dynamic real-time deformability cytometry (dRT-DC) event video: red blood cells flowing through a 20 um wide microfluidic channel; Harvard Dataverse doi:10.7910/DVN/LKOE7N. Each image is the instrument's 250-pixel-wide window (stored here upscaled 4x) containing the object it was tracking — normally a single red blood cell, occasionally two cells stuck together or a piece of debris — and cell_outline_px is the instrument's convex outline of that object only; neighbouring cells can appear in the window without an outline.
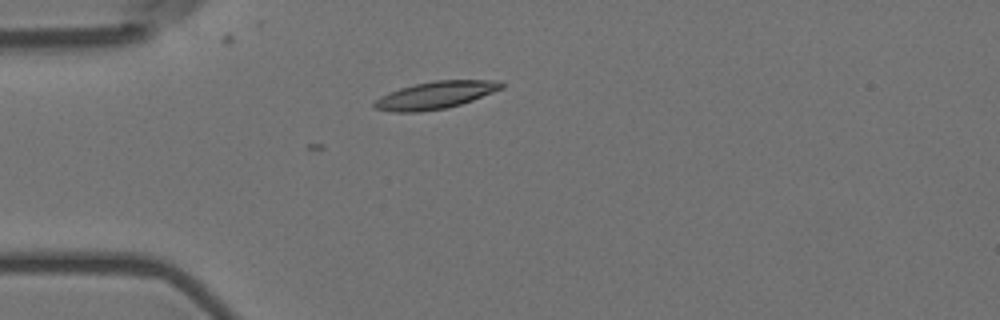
{"species": "Egyptian fruit bat (a non-hibernating species)", "species_latin": "Rousettus aegyptiacus", "temperature_condition": "room temperature", "stored_images_in_passage": 14, "camera_frame_rate_fps": 3000, "um_per_image_px": 0.085, "animal": {"sex": "female"}, "frame": {"image": 1, "passage_image": 3, "time_ms": 0.667, "image_size_px": [1000, 320], "cell_outline_px": [[504, 88], [472, 100], [460, 104], [444, 108], [420, 112], [392, 112], [372, 108], [372, 104], [380, 96], [388, 92], [400, 88], [416, 84], [436, 80], [500, 80], [504, 84]], "centroid_in_image_um": [36.99, 8.08], "position_along_channel_um": 48.0, "area_um2": 20.29}}
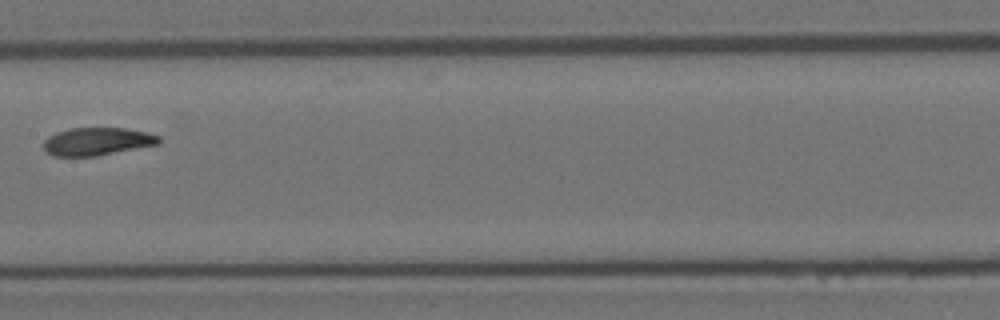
{"frame": {"image": 2, "passage_image": 7, "time_ms": 2.0, "image_size_px": [1000, 320], "cell_outline_px": [[160, 144], [96, 156], [52, 156], [44, 148], [44, 140], [48, 136], [56, 132], [72, 128], [128, 128], [148, 132], [160, 136]], "centroid_in_image_um": [8.29, 12.02], "position_along_channel_um": 199.1, "area_um2": 18.79}}
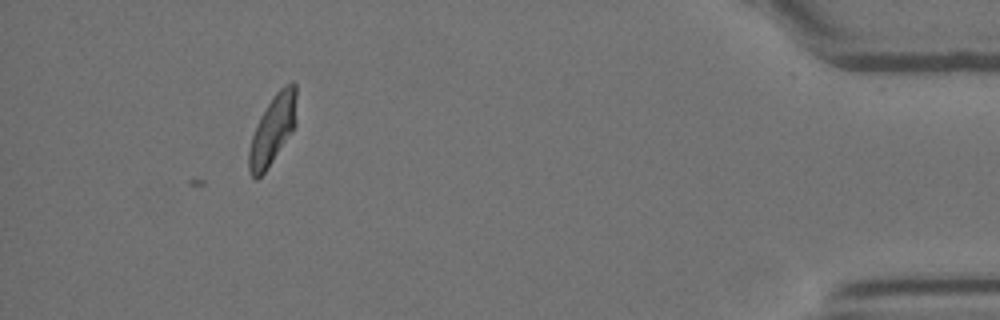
{"frame": {"image": 3, "passage_image": 13, "time_ms": 4.0, "image_size_px": [1000, 320], "cell_outline_px": [[296, 124], [292, 132], [264, 172], [256, 180], [248, 172], [248, 152], [252, 136], [256, 124], [260, 116], [276, 92], [284, 84], [292, 80], [296, 84]], "centroid_in_image_um": [23.18, 10.99], "position_along_channel_um": 412.0, "area_um2": 19.19}}